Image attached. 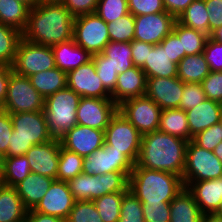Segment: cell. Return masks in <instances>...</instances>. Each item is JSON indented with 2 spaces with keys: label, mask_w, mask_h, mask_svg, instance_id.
<instances>
[{
  "label": "cell",
  "mask_w": 222,
  "mask_h": 222,
  "mask_svg": "<svg viewBox=\"0 0 222 222\" xmlns=\"http://www.w3.org/2000/svg\"><path fill=\"white\" fill-rule=\"evenodd\" d=\"M73 23L74 17L63 4L40 2L30 9L22 38L52 47L73 39Z\"/></svg>",
  "instance_id": "1"
},
{
  "label": "cell",
  "mask_w": 222,
  "mask_h": 222,
  "mask_svg": "<svg viewBox=\"0 0 222 222\" xmlns=\"http://www.w3.org/2000/svg\"><path fill=\"white\" fill-rule=\"evenodd\" d=\"M188 141L159 130L142 135L136 166L183 175Z\"/></svg>",
  "instance_id": "2"
},
{
  "label": "cell",
  "mask_w": 222,
  "mask_h": 222,
  "mask_svg": "<svg viewBox=\"0 0 222 222\" xmlns=\"http://www.w3.org/2000/svg\"><path fill=\"white\" fill-rule=\"evenodd\" d=\"M181 176L133 166L129 174V190L141 203L171 202L184 188Z\"/></svg>",
  "instance_id": "3"
},
{
  "label": "cell",
  "mask_w": 222,
  "mask_h": 222,
  "mask_svg": "<svg viewBox=\"0 0 222 222\" xmlns=\"http://www.w3.org/2000/svg\"><path fill=\"white\" fill-rule=\"evenodd\" d=\"M13 132L10 137L7 156L25 155L34 145L54 139L48 131L43 110L10 114Z\"/></svg>",
  "instance_id": "4"
},
{
  "label": "cell",
  "mask_w": 222,
  "mask_h": 222,
  "mask_svg": "<svg viewBox=\"0 0 222 222\" xmlns=\"http://www.w3.org/2000/svg\"><path fill=\"white\" fill-rule=\"evenodd\" d=\"M81 96L66 87L45 98L43 113L48 131L59 139L77 125L76 112Z\"/></svg>",
  "instance_id": "5"
},
{
  "label": "cell",
  "mask_w": 222,
  "mask_h": 222,
  "mask_svg": "<svg viewBox=\"0 0 222 222\" xmlns=\"http://www.w3.org/2000/svg\"><path fill=\"white\" fill-rule=\"evenodd\" d=\"M130 173L109 172L100 175L81 173L67 183L75 201H93L109 193L127 192Z\"/></svg>",
  "instance_id": "6"
},
{
  "label": "cell",
  "mask_w": 222,
  "mask_h": 222,
  "mask_svg": "<svg viewBox=\"0 0 222 222\" xmlns=\"http://www.w3.org/2000/svg\"><path fill=\"white\" fill-rule=\"evenodd\" d=\"M222 177V162L213 153L198 146L193 140L186 147L185 167L182 175L184 186L190 182Z\"/></svg>",
  "instance_id": "7"
},
{
  "label": "cell",
  "mask_w": 222,
  "mask_h": 222,
  "mask_svg": "<svg viewBox=\"0 0 222 222\" xmlns=\"http://www.w3.org/2000/svg\"><path fill=\"white\" fill-rule=\"evenodd\" d=\"M142 134L119 111L104 130V143L122 152L134 165L137 162Z\"/></svg>",
  "instance_id": "8"
},
{
  "label": "cell",
  "mask_w": 222,
  "mask_h": 222,
  "mask_svg": "<svg viewBox=\"0 0 222 222\" xmlns=\"http://www.w3.org/2000/svg\"><path fill=\"white\" fill-rule=\"evenodd\" d=\"M45 99L32 86L29 77L10 74L7 97L2 110L10 114L36 112L44 109Z\"/></svg>",
  "instance_id": "9"
},
{
  "label": "cell",
  "mask_w": 222,
  "mask_h": 222,
  "mask_svg": "<svg viewBox=\"0 0 222 222\" xmlns=\"http://www.w3.org/2000/svg\"><path fill=\"white\" fill-rule=\"evenodd\" d=\"M55 67V56L51 46L31 43L21 38L12 65L16 74L29 77Z\"/></svg>",
  "instance_id": "10"
},
{
  "label": "cell",
  "mask_w": 222,
  "mask_h": 222,
  "mask_svg": "<svg viewBox=\"0 0 222 222\" xmlns=\"http://www.w3.org/2000/svg\"><path fill=\"white\" fill-rule=\"evenodd\" d=\"M73 39L91 55L102 53L110 42L107 23L96 13L77 16L73 23Z\"/></svg>",
  "instance_id": "11"
},
{
  "label": "cell",
  "mask_w": 222,
  "mask_h": 222,
  "mask_svg": "<svg viewBox=\"0 0 222 222\" xmlns=\"http://www.w3.org/2000/svg\"><path fill=\"white\" fill-rule=\"evenodd\" d=\"M118 111L143 135L157 131L162 109L146 96L130 98L118 105Z\"/></svg>",
  "instance_id": "12"
},
{
  "label": "cell",
  "mask_w": 222,
  "mask_h": 222,
  "mask_svg": "<svg viewBox=\"0 0 222 222\" xmlns=\"http://www.w3.org/2000/svg\"><path fill=\"white\" fill-rule=\"evenodd\" d=\"M134 164L122 153L104 143L103 147L83 159L82 171L88 175L131 172Z\"/></svg>",
  "instance_id": "13"
},
{
  "label": "cell",
  "mask_w": 222,
  "mask_h": 222,
  "mask_svg": "<svg viewBox=\"0 0 222 222\" xmlns=\"http://www.w3.org/2000/svg\"><path fill=\"white\" fill-rule=\"evenodd\" d=\"M118 105L112 99L81 97L77 107V124L105 130L117 113Z\"/></svg>",
  "instance_id": "14"
},
{
  "label": "cell",
  "mask_w": 222,
  "mask_h": 222,
  "mask_svg": "<svg viewBox=\"0 0 222 222\" xmlns=\"http://www.w3.org/2000/svg\"><path fill=\"white\" fill-rule=\"evenodd\" d=\"M134 19V40L152 45L160 44L173 31L177 21L174 16L167 12L134 16Z\"/></svg>",
  "instance_id": "15"
},
{
  "label": "cell",
  "mask_w": 222,
  "mask_h": 222,
  "mask_svg": "<svg viewBox=\"0 0 222 222\" xmlns=\"http://www.w3.org/2000/svg\"><path fill=\"white\" fill-rule=\"evenodd\" d=\"M67 87L81 97L111 99L96 73L93 60L67 73Z\"/></svg>",
  "instance_id": "16"
},
{
  "label": "cell",
  "mask_w": 222,
  "mask_h": 222,
  "mask_svg": "<svg viewBox=\"0 0 222 222\" xmlns=\"http://www.w3.org/2000/svg\"><path fill=\"white\" fill-rule=\"evenodd\" d=\"M61 146L85 157L104 145V130L75 125L59 138Z\"/></svg>",
  "instance_id": "17"
},
{
  "label": "cell",
  "mask_w": 222,
  "mask_h": 222,
  "mask_svg": "<svg viewBox=\"0 0 222 222\" xmlns=\"http://www.w3.org/2000/svg\"><path fill=\"white\" fill-rule=\"evenodd\" d=\"M184 84L177 76L147 78L145 96L152 99L162 110L179 108Z\"/></svg>",
  "instance_id": "18"
},
{
  "label": "cell",
  "mask_w": 222,
  "mask_h": 222,
  "mask_svg": "<svg viewBox=\"0 0 222 222\" xmlns=\"http://www.w3.org/2000/svg\"><path fill=\"white\" fill-rule=\"evenodd\" d=\"M74 203L75 200L68 183L55 179L33 210L66 220Z\"/></svg>",
  "instance_id": "19"
},
{
  "label": "cell",
  "mask_w": 222,
  "mask_h": 222,
  "mask_svg": "<svg viewBox=\"0 0 222 222\" xmlns=\"http://www.w3.org/2000/svg\"><path fill=\"white\" fill-rule=\"evenodd\" d=\"M60 146V140L57 138L44 144L32 146L25 154L31 172L56 179Z\"/></svg>",
  "instance_id": "20"
},
{
  "label": "cell",
  "mask_w": 222,
  "mask_h": 222,
  "mask_svg": "<svg viewBox=\"0 0 222 222\" xmlns=\"http://www.w3.org/2000/svg\"><path fill=\"white\" fill-rule=\"evenodd\" d=\"M147 77L141 68L136 66L118 74L115 90L111 99L120 105L123 101L145 96Z\"/></svg>",
  "instance_id": "21"
},
{
  "label": "cell",
  "mask_w": 222,
  "mask_h": 222,
  "mask_svg": "<svg viewBox=\"0 0 222 222\" xmlns=\"http://www.w3.org/2000/svg\"><path fill=\"white\" fill-rule=\"evenodd\" d=\"M203 214H214L222 199V177L190 182L185 186Z\"/></svg>",
  "instance_id": "22"
},
{
  "label": "cell",
  "mask_w": 222,
  "mask_h": 222,
  "mask_svg": "<svg viewBox=\"0 0 222 222\" xmlns=\"http://www.w3.org/2000/svg\"><path fill=\"white\" fill-rule=\"evenodd\" d=\"M190 131V140L198 133L220 122L222 104L206 99L198 106L185 111Z\"/></svg>",
  "instance_id": "23"
},
{
  "label": "cell",
  "mask_w": 222,
  "mask_h": 222,
  "mask_svg": "<svg viewBox=\"0 0 222 222\" xmlns=\"http://www.w3.org/2000/svg\"><path fill=\"white\" fill-rule=\"evenodd\" d=\"M56 67L65 73L92 60V55L77 45L74 39L52 46Z\"/></svg>",
  "instance_id": "24"
},
{
  "label": "cell",
  "mask_w": 222,
  "mask_h": 222,
  "mask_svg": "<svg viewBox=\"0 0 222 222\" xmlns=\"http://www.w3.org/2000/svg\"><path fill=\"white\" fill-rule=\"evenodd\" d=\"M55 179L31 172L14 188L27 210L34 209Z\"/></svg>",
  "instance_id": "25"
},
{
  "label": "cell",
  "mask_w": 222,
  "mask_h": 222,
  "mask_svg": "<svg viewBox=\"0 0 222 222\" xmlns=\"http://www.w3.org/2000/svg\"><path fill=\"white\" fill-rule=\"evenodd\" d=\"M141 69L147 78H171L177 76L178 66L171 62V57L166 49H162L157 44L153 46L151 51H148L147 60Z\"/></svg>",
  "instance_id": "26"
},
{
  "label": "cell",
  "mask_w": 222,
  "mask_h": 222,
  "mask_svg": "<svg viewBox=\"0 0 222 222\" xmlns=\"http://www.w3.org/2000/svg\"><path fill=\"white\" fill-rule=\"evenodd\" d=\"M202 217L203 213L186 187L170 202V222H201Z\"/></svg>",
  "instance_id": "27"
},
{
  "label": "cell",
  "mask_w": 222,
  "mask_h": 222,
  "mask_svg": "<svg viewBox=\"0 0 222 222\" xmlns=\"http://www.w3.org/2000/svg\"><path fill=\"white\" fill-rule=\"evenodd\" d=\"M27 211L14 187L0 185V222H26Z\"/></svg>",
  "instance_id": "28"
},
{
  "label": "cell",
  "mask_w": 222,
  "mask_h": 222,
  "mask_svg": "<svg viewBox=\"0 0 222 222\" xmlns=\"http://www.w3.org/2000/svg\"><path fill=\"white\" fill-rule=\"evenodd\" d=\"M177 66V77L184 83H201L211 72L203 53L186 55Z\"/></svg>",
  "instance_id": "29"
},
{
  "label": "cell",
  "mask_w": 222,
  "mask_h": 222,
  "mask_svg": "<svg viewBox=\"0 0 222 222\" xmlns=\"http://www.w3.org/2000/svg\"><path fill=\"white\" fill-rule=\"evenodd\" d=\"M31 7L20 0H0V24L21 33L25 30Z\"/></svg>",
  "instance_id": "30"
},
{
  "label": "cell",
  "mask_w": 222,
  "mask_h": 222,
  "mask_svg": "<svg viewBox=\"0 0 222 222\" xmlns=\"http://www.w3.org/2000/svg\"><path fill=\"white\" fill-rule=\"evenodd\" d=\"M32 86L45 99L67 87V73L58 67L29 76Z\"/></svg>",
  "instance_id": "31"
},
{
  "label": "cell",
  "mask_w": 222,
  "mask_h": 222,
  "mask_svg": "<svg viewBox=\"0 0 222 222\" xmlns=\"http://www.w3.org/2000/svg\"><path fill=\"white\" fill-rule=\"evenodd\" d=\"M159 131L190 141L186 112L179 108L163 109L160 115Z\"/></svg>",
  "instance_id": "32"
},
{
  "label": "cell",
  "mask_w": 222,
  "mask_h": 222,
  "mask_svg": "<svg viewBox=\"0 0 222 222\" xmlns=\"http://www.w3.org/2000/svg\"><path fill=\"white\" fill-rule=\"evenodd\" d=\"M181 41L182 45V59L186 55H196L204 51V46L207 38V34L183 26L179 22H175L172 31Z\"/></svg>",
  "instance_id": "33"
},
{
  "label": "cell",
  "mask_w": 222,
  "mask_h": 222,
  "mask_svg": "<svg viewBox=\"0 0 222 222\" xmlns=\"http://www.w3.org/2000/svg\"><path fill=\"white\" fill-rule=\"evenodd\" d=\"M176 20L209 36V14L204 0H194Z\"/></svg>",
  "instance_id": "34"
},
{
  "label": "cell",
  "mask_w": 222,
  "mask_h": 222,
  "mask_svg": "<svg viewBox=\"0 0 222 222\" xmlns=\"http://www.w3.org/2000/svg\"><path fill=\"white\" fill-rule=\"evenodd\" d=\"M31 173L26 155L7 156L2 166V183L15 187Z\"/></svg>",
  "instance_id": "35"
},
{
  "label": "cell",
  "mask_w": 222,
  "mask_h": 222,
  "mask_svg": "<svg viewBox=\"0 0 222 222\" xmlns=\"http://www.w3.org/2000/svg\"><path fill=\"white\" fill-rule=\"evenodd\" d=\"M102 54L108 58V61L117 74L126 72L128 69L134 67L131 44L128 42L110 41L105 46Z\"/></svg>",
  "instance_id": "36"
},
{
  "label": "cell",
  "mask_w": 222,
  "mask_h": 222,
  "mask_svg": "<svg viewBox=\"0 0 222 222\" xmlns=\"http://www.w3.org/2000/svg\"><path fill=\"white\" fill-rule=\"evenodd\" d=\"M21 38L20 31L0 24V64L12 67Z\"/></svg>",
  "instance_id": "37"
},
{
  "label": "cell",
  "mask_w": 222,
  "mask_h": 222,
  "mask_svg": "<svg viewBox=\"0 0 222 222\" xmlns=\"http://www.w3.org/2000/svg\"><path fill=\"white\" fill-rule=\"evenodd\" d=\"M83 159L84 157L79 156L77 153L60 146L56 179L68 182L75 176L83 173Z\"/></svg>",
  "instance_id": "38"
},
{
  "label": "cell",
  "mask_w": 222,
  "mask_h": 222,
  "mask_svg": "<svg viewBox=\"0 0 222 222\" xmlns=\"http://www.w3.org/2000/svg\"><path fill=\"white\" fill-rule=\"evenodd\" d=\"M126 192H113L93 200L103 222H118L123 195Z\"/></svg>",
  "instance_id": "39"
},
{
  "label": "cell",
  "mask_w": 222,
  "mask_h": 222,
  "mask_svg": "<svg viewBox=\"0 0 222 222\" xmlns=\"http://www.w3.org/2000/svg\"><path fill=\"white\" fill-rule=\"evenodd\" d=\"M107 26L110 41L131 43L134 40L135 19L130 12Z\"/></svg>",
  "instance_id": "40"
},
{
  "label": "cell",
  "mask_w": 222,
  "mask_h": 222,
  "mask_svg": "<svg viewBox=\"0 0 222 222\" xmlns=\"http://www.w3.org/2000/svg\"><path fill=\"white\" fill-rule=\"evenodd\" d=\"M95 13L105 22L112 23L129 13L127 0H99Z\"/></svg>",
  "instance_id": "41"
},
{
  "label": "cell",
  "mask_w": 222,
  "mask_h": 222,
  "mask_svg": "<svg viewBox=\"0 0 222 222\" xmlns=\"http://www.w3.org/2000/svg\"><path fill=\"white\" fill-rule=\"evenodd\" d=\"M118 222H145L141 202L130 190L123 195Z\"/></svg>",
  "instance_id": "42"
},
{
  "label": "cell",
  "mask_w": 222,
  "mask_h": 222,
  "mask_svg": "<svg viewBox=\"0 0 222 222\" xmlns=\"http://www.w3.org/2000/svg\"><path fill=\"white\" fill-rule=\"evenodd\" d=\"M95 69L104 88L111 94L115 90L118 74L113 69L108 58L102 53L92 55Z\"/></svg>",
  "instance_id": "43"
},
{
  "label": "cell",
  "mask_w": 222,
  "mask_h": 222,
  "mask_svg": "<svg viewBox=\"0 0 222 222\" xmlns=\"http://www.w3.org/2000/svg\"><path fill=\"white\" fill-rule=\"evenodd\" d=\"M65 222H103L93 203L90 200L75 201Z\"/></svg>",
  "instance_id": "44"
},
{
  "label": "cell",
  "mask_w": 222,
  "mask_h": 222,
  "mask_svg": "<svg viewBox=\"0 0 222 222\" xmlns=\"http://www.w3.org/2000/svg\"><path fill=\"white\" fill-rule=\"evenodd\" d=\"M206 99L201 83H185L179 109L188 111Z\"/></svg>",
  "instance_id": "45"
},
{
  "label": "cell",
  "mask_w": 222,
  "mask_h": 222,
  "mask_svg": "<svg viewBox=\"0 0 222 222\" xmlns=\"http://www.w3.org/2000/svg\"><path fill=\"white\" fill-rule=\"evenodd\" d=\"M198 146L213 151L222 141V124L219 122L198 133L192 139Z\"/></svg>",
  "instance_id": "46"
},
{
  "label": "cell",
  "mask_w": 222,
  "mask_h": 222,
  "mask_svg": "<svg viewBox=\"0 0 222 222\" xmlns=\"http://www.w3.org/2000/svg\"><path fill=\"white\" fill-rule=\"evenodd\" d=\"M145 222H170V202L141 203Z\"/></svg>",
  "instance_id": "47"
},
{
  "label": "cell",
  "mask_w": 222,
  "mask_h": 222,
  "mask_svg": "<svg viewBox=\"0 0 222 222\" xmlns=\"http://www.w3.org/2000/svg\"><path fill=\"white\" fill-rule=\"evenodd\" d=\"M207 61L210 71L222 72V44L211 36L206 40L204 51L202 52Z\"/></svg>",
  "instance_id": "48"
},
{
  "label": "cell",
  "mask_w": 222,
  "mask_h": 222,
  "mask_svg": "<svg viewBox=\"0 0 222 222\" xmlns=\"http://www.w3.org/2000/svg\"><path fill=\"white\" fill-rule=\"evenodd\" d=\"M129 12L133 16L166 12L163 0H127Z\"/></svg>",
  "instance_id": "49"
},
{
  "label": "cell",
  "mask_w": 222,
  "mask_h": 222,
  "mask_svg": "<svg viewBox=\"0 0 222 222\" xmlns=\"http://www.w3.org/2000/svg\"><path fill=\"white\" fill-rule=\"evenodd\" d=\"M201 84L207 99L222 104V72L211 71Z\"/></svg>",
  "instance_id": "50"
},
{
  "label": "cell",
  "mask_w": 222,
  "mask_h": 222,
  "mask_svg": "<svg viewBox=\"0 0 222 222\" xmlns=\"http://www.w3.org/2000/svg\"><path fill=\"white\" fill-rule=\"evenodd\" d=\"M99 0H65L62 4L75 18L77 16L95 13Z\"/></svg>",
  "instance_id": "51"
},
{
  "label": "cell",
  "mask_w": 222,
  "mask_h": 222,
  "mask_svg": "<svg viewBox=\"0 0 222 222\" xmlns=\"http://www.w3.org/2000/svg\"><path fill=\"white\" fill-rule=\"evenodd\" d=\"M12 132L13 125L10 113L0 109V151L5 157H7V150Z\"/></svg>",
  "instance_id": "52"
},
{
  "label": "cell",
  "mask_w": 222,
  "mask_h": 222,
  "mask_svg": "<svg viewBox=\"0 0 222 222\" xmlns=\"http://www.w3.org/2000/svg\"><path fill=\"white\" fill-rule=\"evenodd\" d=\"M209 14V36L222 24V0H204Z\"/></svg>",
  "instance_id": "53"
},
{
  "label": "cell",
  "mask_w": 222,
  "mask_h": 222,
  "mask_svg": "<svg viewBox=\"0 0 222 222\" xmlns=\"http://www.w3.org/2000/svg\"><path fill=\"white\" fill-rule=\"evenodd\" d=\"M159 45L162 49H166L171 57V62L178 65L179 61L182 60V45L179 38L171 32Z\"/></svg>",
  "instance_id": "54"
},
{
  "label": "cell",
  "mask_w": 222,
  "mask_h": 222,
  "mask_svg": "<svg viewBox=\"0 0 222 222\" xmlns=\"http://www.w3.org/2000/svg\"><path fill=\"white\" fill-rule=\"evenodd\" d=\"M130 44L133 64L142 68L147 60L148 51H151L154 45L138 40H133Z\"/></svg>",
  "instance_id": "55"
},
{
  "label": "cell",
  "mask_w": 222,
  "mask_h": 222,
  "mask_svg": "<svg viewBox=\"0 0 222 222\" xmlns=\"http://www.w3.org/2000/svg\"><path fill=\"white\" fill-rule=\"evenodd\" d=\"M194 0H163L165 11L176 19Z\"/></svg>",
  "instance_id": "56"
},
{
  "label": "cell",
  "mask_w": 222,
  "mask_h": 222,
  "mask_svg": "<svg viewBox=\"0 0 222 222\" xmlns=\"http://www.w3.org/2000/svg\"><path fill=\"white\" fill-rule=\"evenodd\" d=\"M12 72V67L0 64V109L3 107L7 97L8 82Z\"/></svg>",
  "instance_id": "57"
},
{
  "label": "cell",
  "mask_w": 222,
  "mask_h": 222,
  "mask_svg": "<svg viewBox=\"0 0 222 222\" xmlns=\"http://www.w3.org/2000/svg\"><path fill=\"white\" fill-rule=\"evenodd\" d=\"M26 222H65L64 219L34 211H27Z\"/></svg>",
  "instance_id": "58"
},
{
  "label": "cell",
  "mask_w": 222,
  "mask_h": 222,
  "mask_svg": "<svg viewBox=\"0 0 222 222\" xmlns=\"http://www.w3.org/2000/svg\"><path fill=\"white\" fill-rule=\"evenodd\" d=\"M201 222H222V218L215 214H203Z\"/></svg>",
  "instance_id": "59"
},
{
  "label": "cell",
  "mask_w": 222,
  "mask_h": 222,
  "mask_svg": "<svg viewBox=\"0 0 222 222\" xmlns=\"http://www.w3.org/2000/svg\"><path fill=\"white\" fill-rule=\"evenodd\" d=\"M211 37L222 44V24L212 33Z\"/></svg>",
  "instance_id": "60"
},
{
  "label": "cell",
  "mask_w": 222,
  "mask_h": 222,
  "mask_svg": "<svg viewBox=\"0 0 222 222\" xmlns=\"http://www.w3.org/2000/svg\"><path fill=\"white\" fill-rule=\"evenodd\" d=\"M213 153L222 162V141L214 148Z\"/></svg>",
  "instance_id": "61"
},
{
  "label": "cell",
  "mask_w": 222,
  "mask_h": 222,
  "mask_svg": "<svg viewBox=\"0 0 222 222\" xmlns=\"http://www.w3.org/2000/svg\"><path fill=\"white\" fill-rule=\"evenodd\" d=\"M20 1L24 2L31 8L37 6L41 2L40 0H20Z\"/></svg>",
  "instance_id": "62"
},
{
  "label": "cell",
  "mask_w": 222,
  "mask_h": 222,
  "mask_svg": "<svg viewBox=\"0 0 222 222\" xmlns=\"http://www.w3.org/2000/svg\"><path fill=\"white\" fill-rule=\"evenodd\" d=\"M216 216L222 218V199H221V202H220V205L218 207V209L215 211L214 213Z\"/></svg>",
  "instance_id": "63"
},
{
  "label": "cell",
  "mask_w": 222,
  "mask_h": 222,
  "mask_svg": "<svg viewBox=\"0 0 222 222\" xmlns=\"http://www.w3.org/2000/svg\"><path fill=\"white\" fill-rule=\"evenodd\" d=\"M44 3H55V4H62L65 0H40Z\"/></svg>",
  "instance_id": "64"
},
{
  "label": "cell",
  "mask_w": 222,
  "mask_h": 222,
  "mask_svg": "<svg viewBox=\"0 0 222 222\" xmlns=\"http://www.w3.org/2000/svg\"><path fill=\"white\" fill-rule=\"evenodd\" d=\"M4 161H0V185H2V166H3Z\"/></svg>",
  "instance_id": "65"
},
{
  "label": "cell",
  "mask_w": 222,
  "mask_h": 222,
  "mask_svg": "<svg viewBox=\"0 0 222 222\" xmlns=\"http://www.w3.org/2000/svg\"><path fill=\"white\" fill-rule=\"evenodd\" d=\"M5 156L0 151V161H4Z\"/></svg>",
  "instance_id": "66"
}]
</instances>
